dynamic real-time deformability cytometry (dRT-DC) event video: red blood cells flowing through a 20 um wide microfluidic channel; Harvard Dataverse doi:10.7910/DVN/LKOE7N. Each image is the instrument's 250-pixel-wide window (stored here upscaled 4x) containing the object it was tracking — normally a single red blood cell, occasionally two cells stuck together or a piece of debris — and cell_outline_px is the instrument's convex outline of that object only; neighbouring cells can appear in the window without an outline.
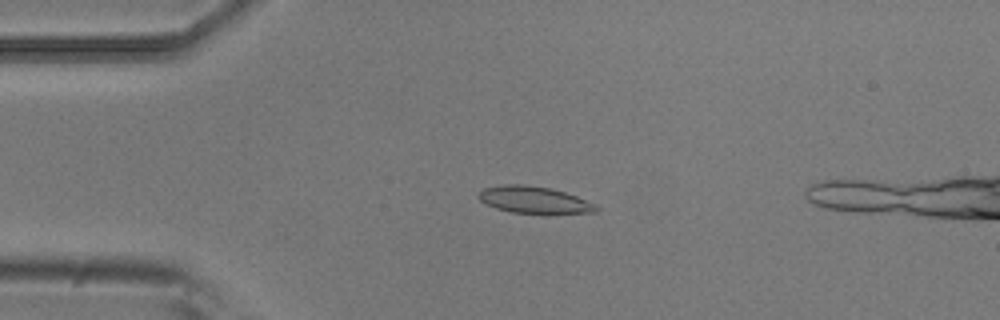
{"species": "common noctule bat (a hibernating species)", "species_latin": "Nyctalus noctula", "temperature_condition": "room temperature", "stored_images_in_passage": 2, "camera_frame_rate_fps": 3000, "um_per_image_px": 0.085, "animal": {"sex": "male", "body_mass_g": 20.5, "forearm_length_mm": 52.5}, "frame": {"image": 1, "passage_image": 2, "time_ms": 0.333, "image_size_px": [1000, 320], "cell_outline_px": [[600, 208], [596, 212], [548, 216], [544, 216], [512, 212], [496, 208], [480, 200], [476, 196], [484, 188], [504, 184], [524, 184], [552, 188], [576, 196], [596, 204]], "centroid_in_image_um": [45.48, 17.03], "position_along_channel_um": 39.5, "area_um2": 19.25}}